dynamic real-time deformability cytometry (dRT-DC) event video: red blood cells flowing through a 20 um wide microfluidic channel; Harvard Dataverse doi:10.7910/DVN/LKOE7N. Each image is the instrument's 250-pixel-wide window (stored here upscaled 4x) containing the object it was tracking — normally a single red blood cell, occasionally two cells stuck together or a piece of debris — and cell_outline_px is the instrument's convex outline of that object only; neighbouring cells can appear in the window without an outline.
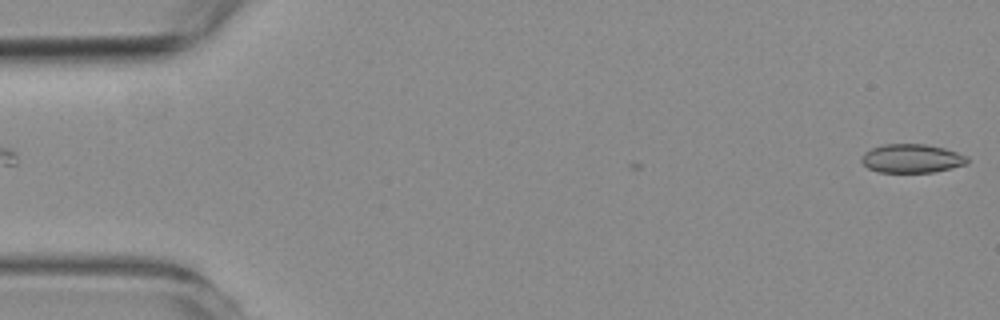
{"species": "common noctule bat (a hibernating species)", "species_latin": "Nyctalus noctula", "temperature_condition": "room temperature", "stored_images_in_passage": 4, "camera_frame_rate_fps": 3000, "um_per_image_px": 0.085, "animal": {"sex": "female", "body_mass_g": 19.3, "forearm_length_mm": 54.1}, "frame": {"image": 1, "passage_image": 1, "time_ms": 0.0, "image_size_px": [1000, 320], "cell_outline_px": [[968, 164], [952, 168], [932, 172], [880, 172], [868, 168], [860, 160], [864, 152], [880, 144], [924, 144], [944, 148], [968, 156]], "centroid_in_image_um": [77.5, 13.46], "position_along_channel_um": 7.5, "area_um2": 17.74}}